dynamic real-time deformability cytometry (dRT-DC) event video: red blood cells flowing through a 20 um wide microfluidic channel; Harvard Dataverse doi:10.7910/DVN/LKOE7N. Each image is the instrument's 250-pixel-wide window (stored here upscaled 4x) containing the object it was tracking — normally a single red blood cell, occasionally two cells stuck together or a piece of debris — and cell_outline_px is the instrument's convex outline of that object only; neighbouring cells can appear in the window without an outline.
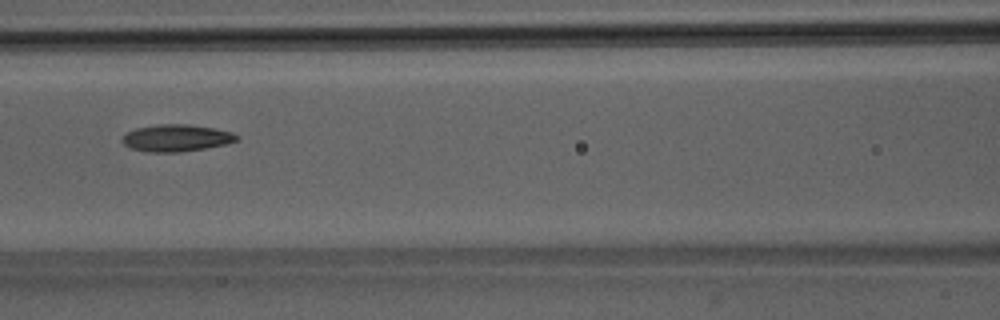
{"species": "Egyptian fruit bat (a non-hibernating species)", "species_latin": "Rousettus aegyptiacus", "temperature_condition": "room temperature", "stored_images_in_passage": 5, "camera_frame_rate_fps": 3000, "um_per_image_px": 0.085, "animal": {"sex": "male"}, "frame": {"image": 1, "passage_image": 5, "time_ms": 4.667, "image_size_px": [1000, 320], "cell_outline_px": [[240, 140], [228, 144], [180, 152], [148, 152], [132, 148], [124, 144], [120, 140], [128, 132], [136, 128], [160, 124], [188, 124], [212, 128], [232, 132], [240, 136]], "centroid_in_image_um": [15.03, 11.73], "position_along_channel_um": 151.6, "area_um2": 17.98}}